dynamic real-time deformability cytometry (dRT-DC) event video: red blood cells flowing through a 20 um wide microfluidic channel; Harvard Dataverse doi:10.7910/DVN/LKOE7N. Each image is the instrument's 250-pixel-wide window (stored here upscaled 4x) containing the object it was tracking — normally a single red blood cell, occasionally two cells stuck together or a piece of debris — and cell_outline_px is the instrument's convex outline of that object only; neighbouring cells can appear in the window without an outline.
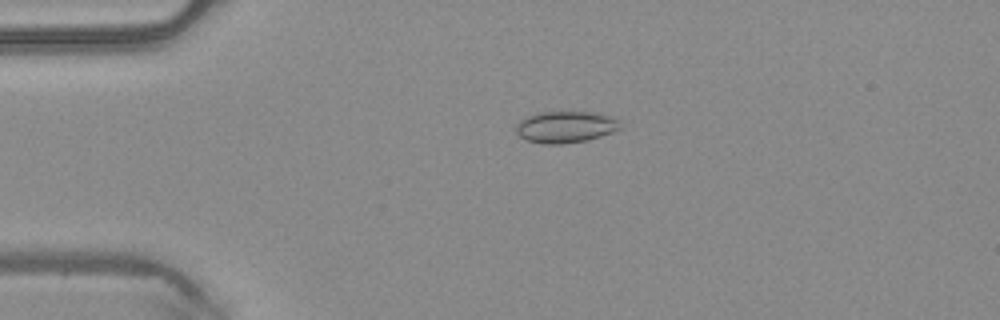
{"species": "common noctule bat (a hibernating species)", "species_latin": "Nyctalus noctula", "temperature_condition": "warm", "stored_images_in_passage": 40, "camera_frame_rate_fps": 3000, "um_per_image_px": 0.085, "animal": {"sex": "male", "body_mass_g": 20.4}, "frame": {"image": 1, "passage_image": 2, "time_ms": 0.333, "image_size_px": [1000, 320], "cell_outline_px": [[620, 128], [612, 132], [588, 140], [560, 144], [544, 144], [528, 140], [520, 136], [516, 132], [516, 124], [524, 116], [540, 112], [592, 112], [608, 116], [616, 120]], "centroid_in_image_um": [48.0, 10.79], "position_along_channel_um": 37.0, "area_um2": 18.96}}
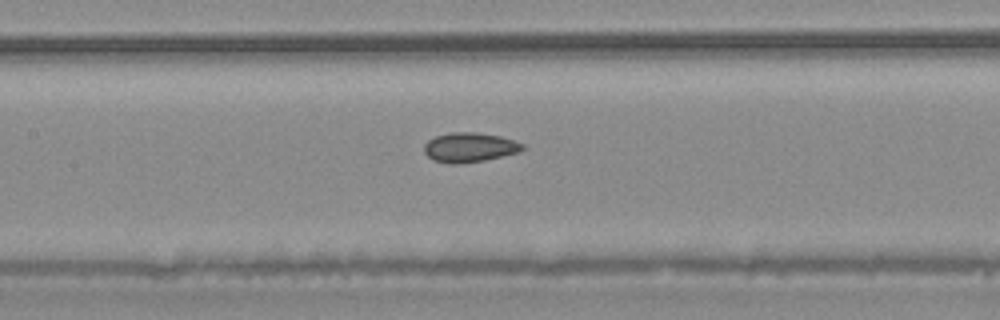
{"frame": {"image": 2, "passage_image": 14, "time_ms": 4.333, "image_size_px": [1000, 320], "cell_outline_px": [[528, 148], [520, 152], [484, 160], [460, 164], [448, 164], [432, 160], [424, 152], [424, 144], [428, 140], [436, 136], [452, 132], [476, 132], [500, 136], [524, 144]], "centroid_in_image_um": [39.92, 12.53], "position_along_channel_um": 167.5, "area_um2": 17.11}}
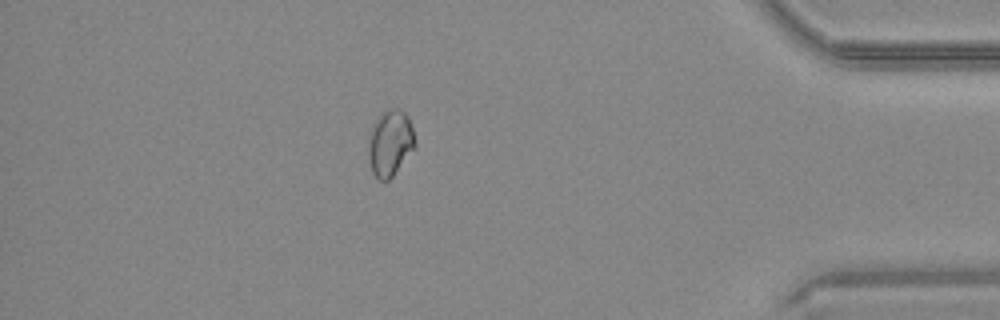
{"frame": {"image": 3, "passage_image": 34, "time_ms": 11.0, "image_size_px": [1000, 320], "cell_outline_px": [[416, 144], [392, 176], [388, 180], [380, 180], [372, 172], [368, 152], [368, 144], [372, 124], [376, 116], [388, 108], [400, 108], [408, 116], [416, 140]], "centroid_in_image_um": [33.14, 12.09], "position_along_channel_um": 402.1, "area_um2": 17.86}, "authors_computed_cell_mechanics": {"area_um2": 16.7909, "velocity_mm_per_s": 4.1258, "shape_relaxation_time_tau1_ms": null, "shape_relaxation_time_tau2_ms": 1.5378, "deformation_change_tau1": null, "deformation_change_tau2": 0.0416}}